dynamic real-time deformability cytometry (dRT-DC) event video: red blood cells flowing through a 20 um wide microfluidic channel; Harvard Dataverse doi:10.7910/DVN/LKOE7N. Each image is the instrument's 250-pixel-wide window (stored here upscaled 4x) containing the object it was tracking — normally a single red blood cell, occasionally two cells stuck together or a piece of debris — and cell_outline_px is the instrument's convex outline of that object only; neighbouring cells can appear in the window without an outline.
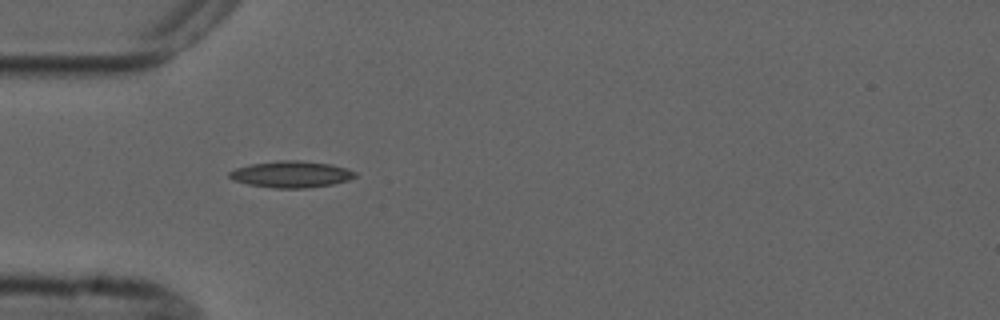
{"species": "common noctule bat (a hibernating species)", "species_latin": "Nyctalus noctula", "temperature_condition": "cold", "stored_images_in_passage": 10, "camera_frame_rate_fps": 3000, "um_per_image_px": 0.085, "animal": {"sex": "male", "forearm_length_mm": 52.5}, "frame": {"image": 1, "passage_image": 4, "time_ms": 5.0, "image_size_px": [1000, 320], "cell_outline_px": [[356, 176], [348, 180], [332, 184], [308, 188], [276, 188], [248, 184], [236, 180], [228, 176], [228, 172], [236, 168], [252, 164], [280, 160], [296, 160], [332, 164], [356, 172]], "centroid_in_image_um": [24.76, 14.81], "position_along_channel_um": 60.2, "area_um2": 19.19}}
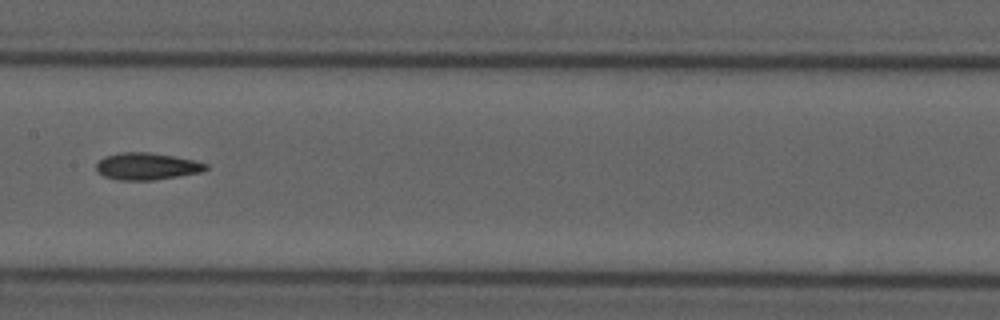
{"frame": {"image": 2, "passage_image": 7, "time_ms": 8.667, "image_size_px": [1000, 320], "cell_outline_px": [[208, 168], [200, 172], [152, 180], [120, 180], [104, 176], [96, 168], [96, 164], [104, 156], [120, 152], [148, 152], [172, 156], [192, 160], [208, 164]], "centroid_in_image_um": [12.45, 14.13], "position_along_channel_um": 194.9, "area_um2": 16.94}}
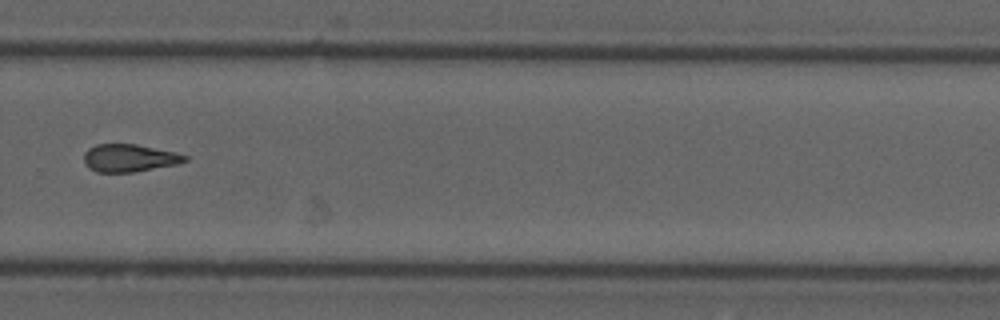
{"frame": {"image": 3, "passage_image": 10, "time_ms": 12.0, "image_size_px": [1000, 320], "cell_outline_px": [[188, 160], [176, 164], [136, 172], [96, 172], [88, 168], [84, 164], [84, 152], [88, 148], [96, 144], [136, 144], [176, 152], [188, 156]], "centroid_in_image_um": [10.97, 13.43], "position_along_channel_um": 318.8, "area_um2": 16.42}}